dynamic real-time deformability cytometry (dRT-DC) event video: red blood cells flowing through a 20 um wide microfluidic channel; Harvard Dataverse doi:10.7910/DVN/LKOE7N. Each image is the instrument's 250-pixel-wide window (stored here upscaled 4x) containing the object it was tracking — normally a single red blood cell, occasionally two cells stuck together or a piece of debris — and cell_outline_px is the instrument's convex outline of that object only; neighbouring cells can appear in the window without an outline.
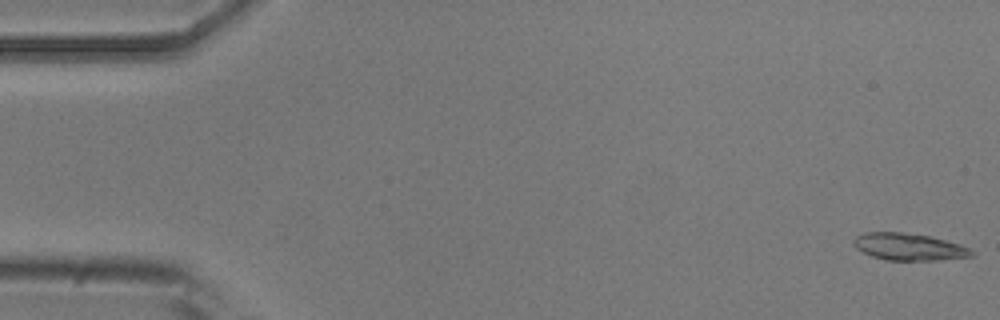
{"species": "common noctule bat (a hibernating species)", "species_latin": "Nyctalus noctula", "temperature_condition": "room temperature", "stored_images_in_passage": 5, "camera_frame_rate_fps": 3000, "um_per_image_px": 0.085, "animal": {"sex": "male", "body_mass_g": 20.5, "forearm_length_mm": 52.5}, "frame": {"image": 1, "passage_image": 1, "time_ms": 0.0, "image_size_px": [1000, 320], "cell_outline_px": [[976, 252], [972, 256], [940, 260], [888, 260], [872, 256], [856, 248], [852, 244], [852, 240], [856, 236], [864, 232], [900, 232], [928, 236], [960, 244]], "centroid_in_image_um": [77.24, 20.98], "position_along_channel_um": 7.8, "area_um2": 18.5}}
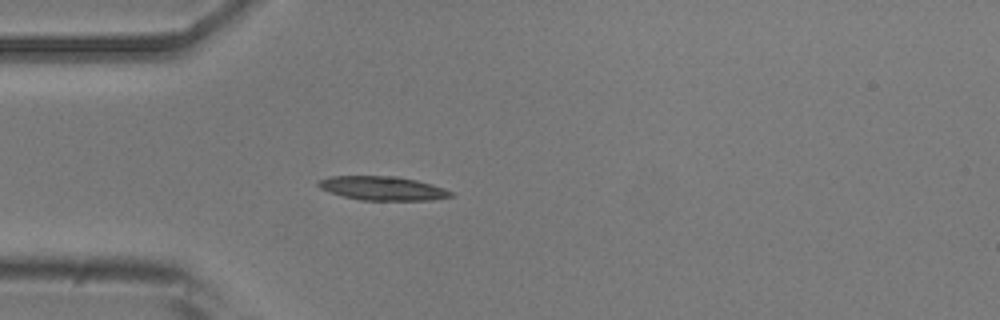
{"frame": {"image": 2, "passage_image": 5, "time_ms": 4.667, "image_size_px": [1000, 320], "cell_outline_px": [[456, 196], [432, 200], [360, 200], [344, 196], [320, 188], [316, 184], [320, 180], [328, 176], [396, 176], [416, 180], [432, 184], [444, 188], [452, 192]], "centroid_in_image_um": [32.56, 16.0], "position_along_channel_um": 52.4, "area_um2": 18.44}}